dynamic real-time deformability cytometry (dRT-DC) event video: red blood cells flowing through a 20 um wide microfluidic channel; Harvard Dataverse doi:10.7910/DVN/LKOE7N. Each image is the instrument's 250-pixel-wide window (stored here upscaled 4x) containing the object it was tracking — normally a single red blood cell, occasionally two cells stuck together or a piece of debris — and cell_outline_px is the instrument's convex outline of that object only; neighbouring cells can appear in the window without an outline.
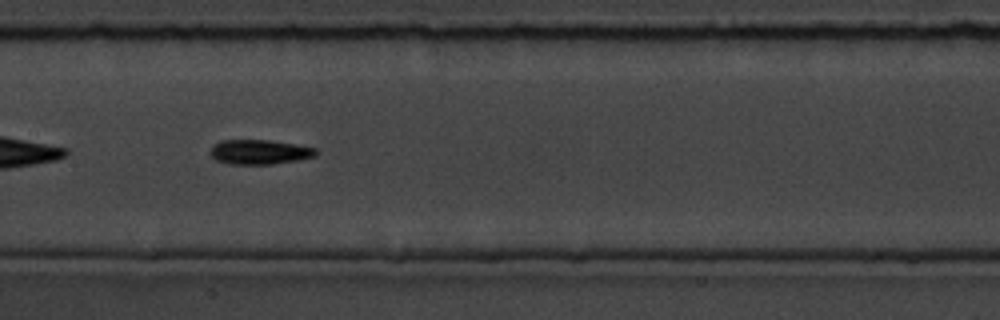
{"species": "common noctule bat (a hibernating species)", "species_latin": "Nyctalus noctula", "temperature_condition": "room temperature", "stored_images_in_passage": 41, "camera_frame_rate_fps": 3000, "um_per_image_px": 0.085, "animal": {"sex": "male", "body_mass_g": 19.5, "forearm_length_mm": 54.6}, "frame": {"image": 1, "passage_image": 12, "time_ms": 3.667, "image_size_px": [1000, 320], "cell_outline_px": [[316, 156], [296, 160], [272, 164], [228, 164], [216, 160], [208, 152], [212, 144], [220, 140], [268, 140], [316, 148]], "centroid_in_image_um": [21.97, 12.92], "position_along_channel_um": 185.4, "area_um2": 15.14}}
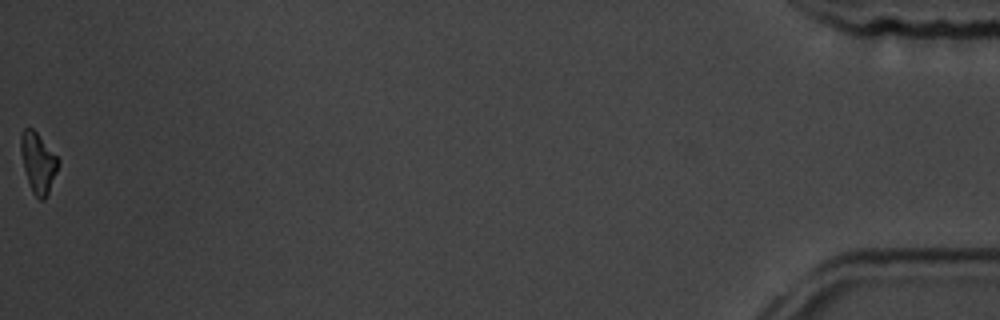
{"frame": {"image": 2, "passage_image": 41, "time_ms": 13.333, "image_size_px": [1000, 320], "cell_outline_px": [[60, 164], [48, 192], [44, 200], [40, 200], [32, 192], [24, 168], [20, 152], [20, 136], [24, 128], [32, 128], [36, 132], [60, 160]], "centroid_in_image_um": [3.24, 13.82], "position_along_channel_um": 432.0, "area_um2": 12.95}, "authors_computed_cell_mechanics": {"area_um2": 14.5078, "velocity_mm_per_s": 3.6033, "shape_relaxation_time_tau1_ms": 2.5806, "shape_relaxation_time_tau2_ms": null, "deformation_change_tau1": 0.1438, "deformation_change_tau2": null}}